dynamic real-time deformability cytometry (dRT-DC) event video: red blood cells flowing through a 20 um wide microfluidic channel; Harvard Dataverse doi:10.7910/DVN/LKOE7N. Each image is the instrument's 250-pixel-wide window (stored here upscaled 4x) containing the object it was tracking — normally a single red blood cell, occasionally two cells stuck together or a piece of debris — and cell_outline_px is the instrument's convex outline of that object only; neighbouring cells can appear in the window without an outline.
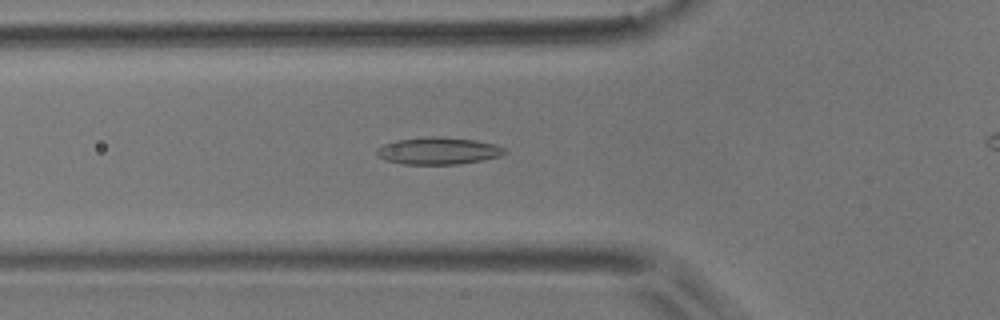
{"species": "common noctule bat (a hibernating species)", "species_latin": "Nyctalus noctula", "temperature_condition": "room temperature", "stored_images_in_passage": 42, "camera_frame_rate_fps": 3000, "um_per_image_px": 0.085, "animal": {"sex": "male", "body_mass_g": 17.9}, "frame": {"image": 1, "passage_image": 14, "time_ms": 4.333, "image_size_px": [1000, 320], "cell_outline_px": [[508, 152], [500, 156], [460, 164], [404, 164], [384, 160], [376, 152], [376, 148], [384, 144], [400, 140], [476, 140], [496, 144], [504, 148]], "centroid_in_image_um": [37.29, 12.89], "position_along_channel_um": 88.5, "area_um2": 18.9}}
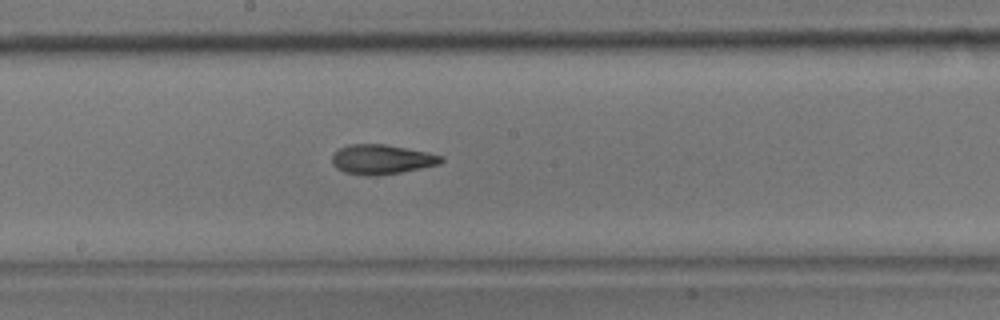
{"frame": {"image": 2, "passage_image": 24, "time_ms": 7.667, "image_size_px": [1000, 320], "cell_outline_px": [[444, 160], [440, 164], [400, 172], [376, 176], [364, 176], [344, 172], [336, 168], [332, 164], [332, 156], [340, 148], [348, 144], [384, 144], [428, 152], [444, 156]], "centroid_in_image_um": [32.44, 13.55], "position_along_channel_um": 215.8, "area_um2": 18.9}}
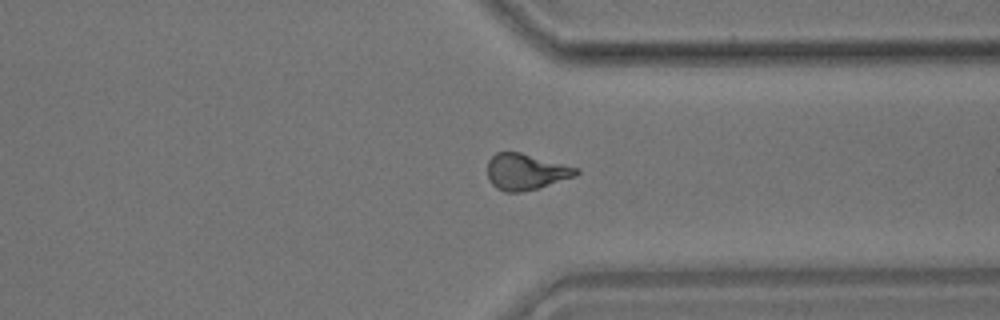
{"frame": {"image": 3, "passage_image": 36, "time_ms": 11.667, "image_size_px": [1000, 320], "cell_outline_px": [[580, 172], [576, 176], [540, 188], [520, 192], [504, 192], [496, 188], [488, 180], [488, 160], [496, 152], [520, 152], [576, 168]], "centroid_in_image_um": [44.66, 14.62], "position_along_channel_um": 366.7, "area_um2": 18.61}}